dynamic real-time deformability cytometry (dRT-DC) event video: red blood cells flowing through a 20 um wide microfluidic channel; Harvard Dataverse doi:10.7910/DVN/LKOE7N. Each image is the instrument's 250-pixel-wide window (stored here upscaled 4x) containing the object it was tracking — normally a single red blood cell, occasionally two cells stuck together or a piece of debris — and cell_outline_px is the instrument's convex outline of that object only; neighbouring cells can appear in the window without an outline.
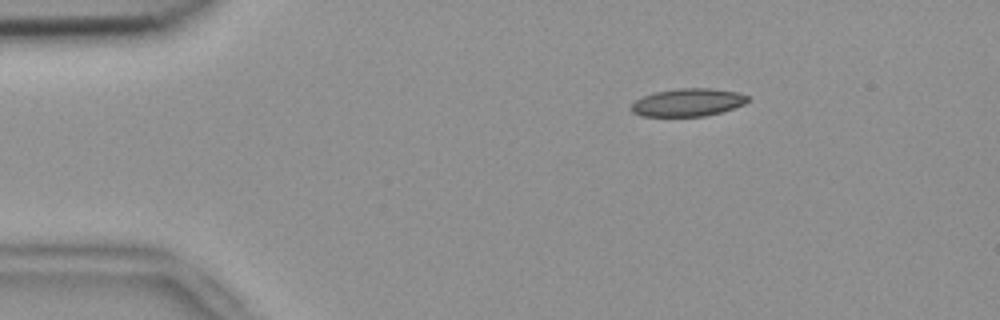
{"species": "common noctule bat (a hibernating species)", "species_latin": "Nyctalus noctula", "temperature_condition": "room temperature", "stored_images_in_passage": 4, "camera_frame_rate_fps": 3000, "um_per_image_px": 0.085, "animal": {"sex": "female", "body_mass_g": 18.4}, "frame": {"image": 1, "passage_image": 1, "time_ms": 0.0, "image_size_px": [1000, 320], "cell_outline_px": [[748, 100], [744, 104], [720, 112], [704, 116], [640, 116], [632, 112], [628, 108], [636, 100], [644, 96], [656, 92], [676, 88], [712, 88], [736, 92], [748, 96]], "centroid_in_image_um": [58.43, 8.7], "position_along_channel_um": 26.6, "area_um2": 18.79}}